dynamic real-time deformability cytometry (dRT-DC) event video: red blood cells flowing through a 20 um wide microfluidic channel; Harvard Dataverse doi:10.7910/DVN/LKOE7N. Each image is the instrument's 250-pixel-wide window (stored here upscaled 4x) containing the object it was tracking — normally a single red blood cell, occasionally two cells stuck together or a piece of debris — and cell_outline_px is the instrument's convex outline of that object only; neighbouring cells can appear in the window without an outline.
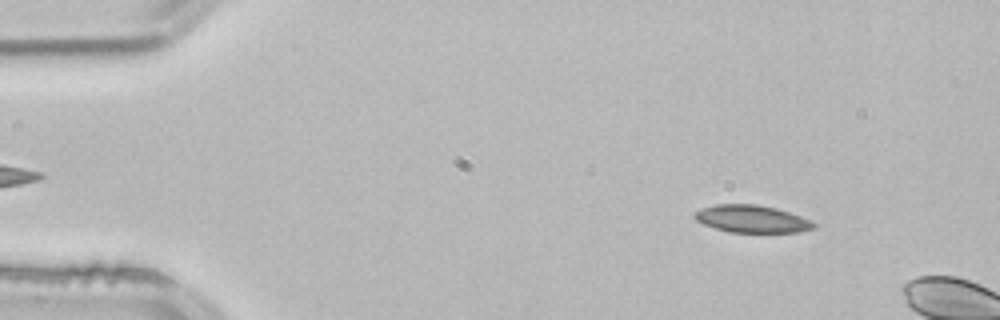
{"species": "common noctule bat (a hibernating species)", "species_latin": "Nyctalus noctula", "temperature_condition": "room temperature", "stored_images_in_passage": 10, "camera_frame_rate_fps": 3000, "um_per_image_px": 0.085, "animal": {"sex": "male", "body_mass_g": 21.5, "forearm_length_mm": 52.0}, "frame": {"image": 1, "passage_image": 6, "time_ms": 1.667, "image_size_px": [1000, 320], "cell_outline_px": [[816, 228], [800, 232], [728, 232], [704, 224], [696, 220], [692, 216], [700, 208], [716, 204], [756, 204], [776, 208], [812, 220], [816, 224]], "centroid_in_image_um": [63.92, 18.6], "position_along_channel_um": 21.1, "area_um2": 19.07}}